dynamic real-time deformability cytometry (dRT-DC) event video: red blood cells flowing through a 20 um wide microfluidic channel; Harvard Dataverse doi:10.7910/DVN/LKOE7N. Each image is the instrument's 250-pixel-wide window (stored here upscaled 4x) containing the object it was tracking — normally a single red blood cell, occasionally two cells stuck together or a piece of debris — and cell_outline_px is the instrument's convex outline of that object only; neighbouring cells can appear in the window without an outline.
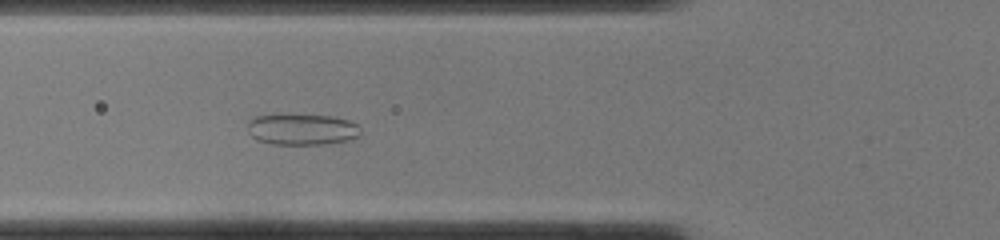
{"species": "common noctule bat (a hibernating species)", "species_latin": "Nyctalus noctula", "temperature_condition": "cold", "stored_images_in_passage": 47, "camera_frame_rate_fps": 3000, "um_per_image_px": 0.085, "animal": {"sex": "female", "body_mass_g": 22.0, "forearm_length_mm": 56.7}, "frame": {"image": 1, "passage_image": 17, "time_ms": 5.333, "image_size_px": [1000, 240], "cell_outline_px": [[360, 132], [356, 136], [348, 140], [324, 144], [272, 144], [256, 140], [248, 132], [248, 124], [252, 116], [332, 116], [348, 120], [356, 124], [360, 128]], "centroid_in_image_um": [25.65, 11.02], "position_along_channel_um": 100.2, "area_um2": 20.0}}
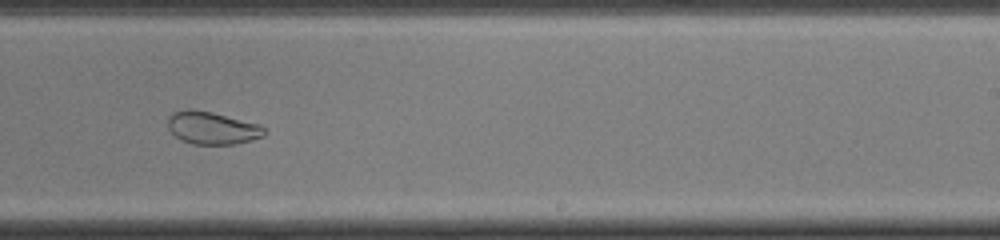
{"frame": {"image": 2, "passage_image": 29, "time_ms": 9.333, "image_size_px": [1000, 240], "cell_outline_px": [[268, 132], [264, 136], [252, 140], [236, 144], [192, 144], [180, 140], [168, 128], [168, 116], [172, 112], [184, 108], [192, 108], [212, 112], [260, 124]], "centroid_in_image_um": [18.03, 10.86], "position_along_channel_um": 271.0, "area_um2": 18.67}}
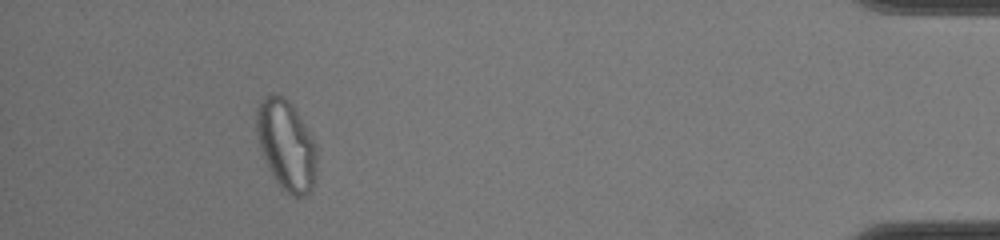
{"frame": {"image": 3, "passage_image": 43, "time_ms": 14.0, "image_size_px": [1000, 240], "cell_outline_px": [[316, 168], [312, 188], [304, 196], [292, 196], [272, 176], [268, 168], [260, 148], [256, 132], [256, 112], [260, 100], [264, 96], [272, 92], [276, 92], [284, 96], [292, 104], [312, 140], [316, 148]], "centroid_in_image_um": [24.29, 12.28], "position_along_channel_um": 410.9, "area_um2": 31.27}}